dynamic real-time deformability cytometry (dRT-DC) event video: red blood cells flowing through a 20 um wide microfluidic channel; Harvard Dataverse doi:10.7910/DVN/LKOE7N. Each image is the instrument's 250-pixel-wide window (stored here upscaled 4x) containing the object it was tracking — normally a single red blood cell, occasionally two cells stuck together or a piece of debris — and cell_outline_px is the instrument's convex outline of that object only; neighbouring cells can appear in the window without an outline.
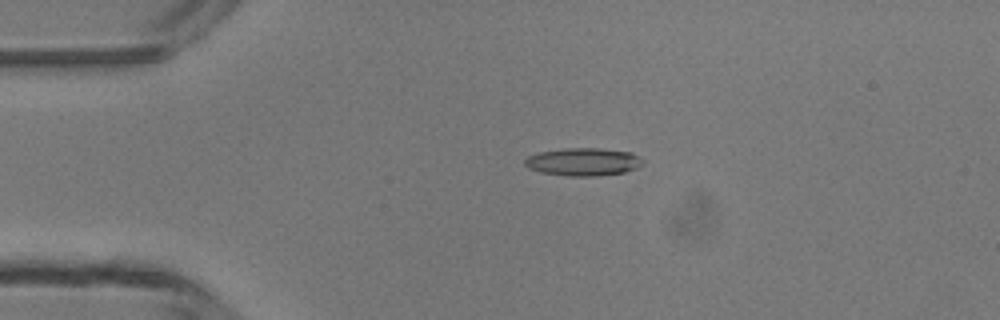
{"species": "common noctule bat (a hibernating species)", "species_latin": "Nyctalus noctula", "temperature_condition": "room temperature", "stored_images_in_passage": 4, "camera_frame_rate_fps": 3000, "um_per_image_px": 0.085, "animal": {"sex": "male", "body_mass_g": 13.3}, "frame": {"image": 1, "passage_image": 3, "time_ms": 2.333, "image_size_px": [1000, 320], "cell_outline_px": [[644, 160], [636, 168], [624, 172], [596, 176], [568, 176], [540, 172], [528, 168], [524, 164], [524, 160], [528, 156], [540, 152], [564, 148], [600, 148], [632, 152]], "centroid_in_image_um": [49.56, 13.75], "position_along_channel_um": 35.4, "area_um2": 19.13}}